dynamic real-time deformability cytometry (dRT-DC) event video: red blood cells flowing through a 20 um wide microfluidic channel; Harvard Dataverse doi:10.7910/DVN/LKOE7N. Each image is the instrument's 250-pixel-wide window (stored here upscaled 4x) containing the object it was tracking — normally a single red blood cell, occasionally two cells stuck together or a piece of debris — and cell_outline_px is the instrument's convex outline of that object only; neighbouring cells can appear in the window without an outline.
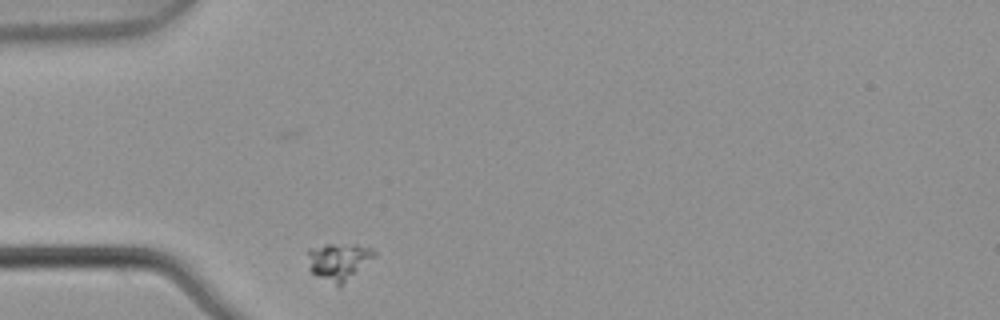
{"species": "common noctule bat (a hibernating species)", "species_latin": "Nyctalus noctula", "temperature_condition": "warm", "stored_images_in_passage": 1, "camera_frame_rate_fps": 3000, "um_per_image_px": 0.085, "animal": {"sex": "male", "body_mass_g": 21.5, "forearm_length_mm": 52.0}, "frame": {"image": 1, "passage_image": 1, "time_ms": 0.0, "image_size_px": [1000, 320], "cell_outline_px": [[376, 256], [344, 284], [336, 284], [316, 276], [308, 268], [308, 248], [324, 244], [356, 244], [372, 248], [376, 252]], "centroid_in_image_um": [28.79, 22.19], "position_along_channel_um": 56.2, "area_um2": 14.51}}